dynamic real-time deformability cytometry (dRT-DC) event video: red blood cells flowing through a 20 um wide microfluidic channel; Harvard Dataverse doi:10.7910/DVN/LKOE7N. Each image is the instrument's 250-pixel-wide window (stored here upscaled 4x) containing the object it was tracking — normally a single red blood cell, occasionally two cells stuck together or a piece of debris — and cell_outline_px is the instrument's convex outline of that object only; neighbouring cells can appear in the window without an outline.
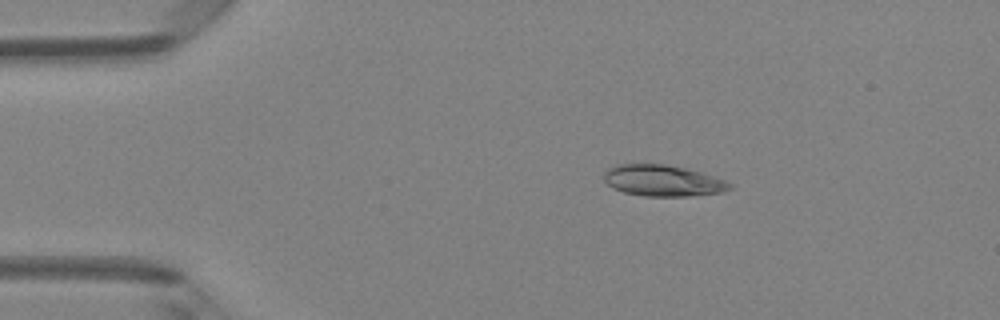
{"species": "Egyptian fruit bat (a non-hibernating species)", "species_latin": "Rousettus aegyptiacus", "temperature_condition": "room temperature", "stored_images_in_passage": 5, "camera_frame_rate_fps": 3000, "um_per_image_px": 0.085, "animal": {"sex": "female"}, "frame": {"image": 1, "passage_image": 2, "time_ms": 0.333, "image_size_px": [1000, 320], "cell_outline_px": [[732, 188], [724, 192], [688, 196], [644, 196], [624, 192], [612, 188], [604, 180], [604, 172], [608, 168], [616, 164], [664, 164], [684, 168], [700, 172], [724, 180], [732, 184]], "centroid_in_image_um": [56.32, 15.36], "position_along_channel_um": 28.7, "area_um2": 22.83}}
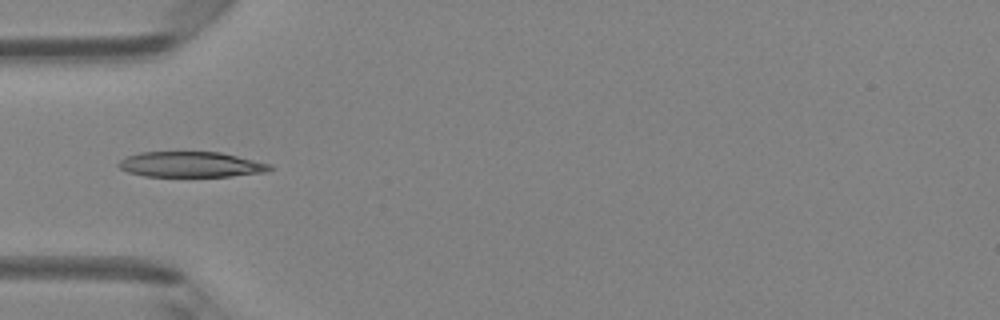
{"frame": {"image": 2, "passage_image": 4, "time_ms": 1.0, "image_size_px": [1000, 320], "cell_outline_px": [[276, 168], [264, 172], [232, 176], [144, 176], [128, 172], [120, 168], [116, 164], [120, 160], [128, 156], [140, 152], [220, 152], [272, 164]], "centroid_in_image_um": [16.25, 13.98], "position_along_channel_um": 68.8, "area_um2": 22.43}}
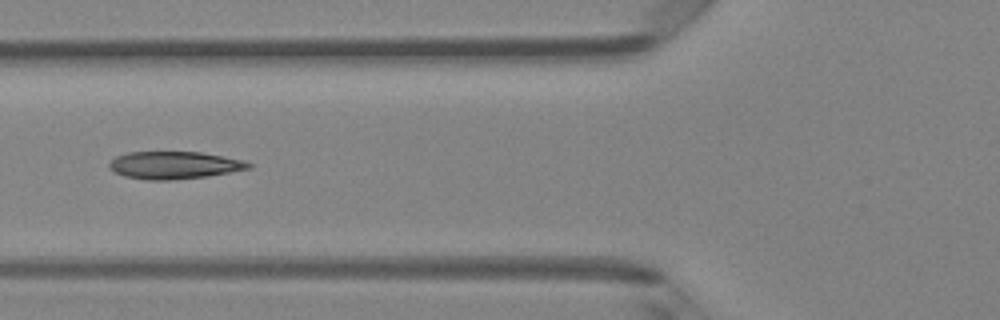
{"frame": {"image": 3, "passage_image": 5, "time_ms": 1.333, "image_size_px": [1000, 320], "cell_outline_px": [[252, 168], [208, 176], [172, 180], [148, 180], [124, 176], [112, 172], [108, 168], [108, 164], [116, 156], [128, 152], [200, 152], [244, 160], [252, 164]], "centroid_in_image_um": [14.79, 14.04], "position_along_channel_um": 111.0, "area_um2": 22.43}}